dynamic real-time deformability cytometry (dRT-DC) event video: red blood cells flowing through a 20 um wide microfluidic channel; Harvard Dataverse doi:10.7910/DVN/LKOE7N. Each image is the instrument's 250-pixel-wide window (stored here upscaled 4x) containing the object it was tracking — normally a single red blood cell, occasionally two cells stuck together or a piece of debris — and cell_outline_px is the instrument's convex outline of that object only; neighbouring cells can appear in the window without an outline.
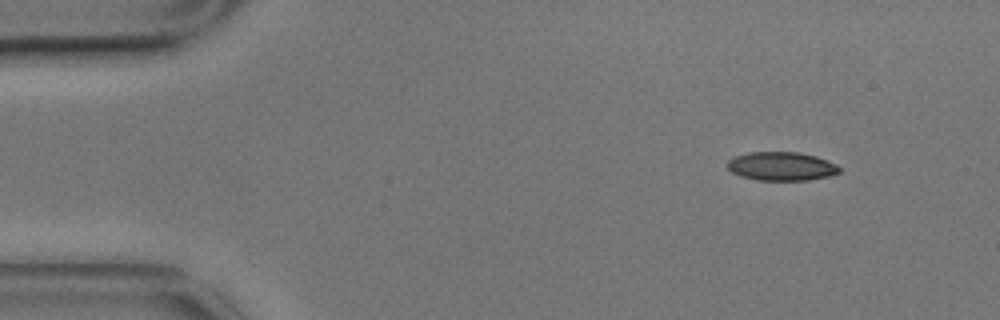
{"species": "common noctule bat (a hibernating species)", "species_latin": "Nyctalus noctula", "temperature_condition": "cold", "stored_images_in_passage": 4, "camera_frame_rate_fps": 3000, "um_per_image_px": 0.085, "animal": {"sex": "male", "body_mass_g": 17.9}, "frame": {"image": 1, "passage_image": 1, "time_ms": 0.0, "image_size_px": [1000, 320], "cell_outline_px": [[840, 172], [832, 176], [808, 180], [756, 180], [740, 176], [732, 172], [728, 168], [728, 160], [736, 156], [748, 152], [800, 152], [816, 156], [828, 160], [836, 164], [840, 168]], "centroid_in_image_um": [66.46, 14.13], "position_along_channel_um": 18.5, "area_um2": 18.84}}
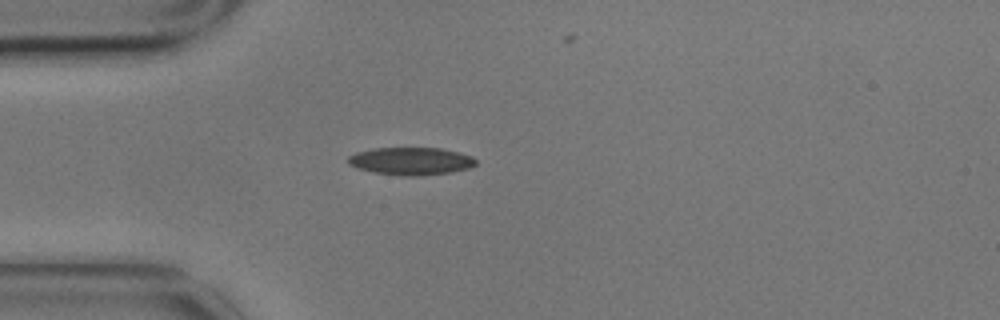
{"frame": {"image": 2, "passage_image": 3, "time_ms": 0.667, "image_size_px": [1000, 320], "cell_outline_px": [[476, 164], [468, 168], [448, 172], [420, 176], [404, 176], [372, 172], [356, 168], [348, 164], [348, 156], [356, 152], [372, 148], [440, 148], [472, 156], [476, 160]], "centroid_in_image_um": [34.87, 13.69], "position_along_channel_um": 50.1, "area_um2": 20.52}}